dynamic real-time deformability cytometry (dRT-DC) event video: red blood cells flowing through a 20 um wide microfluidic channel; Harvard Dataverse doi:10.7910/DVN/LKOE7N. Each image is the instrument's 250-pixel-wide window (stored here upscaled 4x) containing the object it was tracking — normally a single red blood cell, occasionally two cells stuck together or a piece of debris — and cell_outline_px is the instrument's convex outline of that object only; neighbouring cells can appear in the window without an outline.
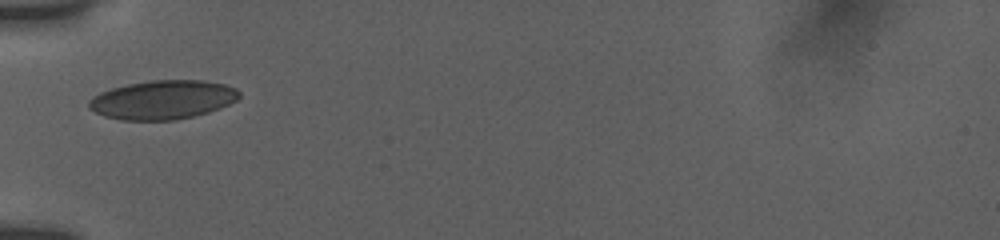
{"species": "human", "species_latin": "Homo sapiens", "temperature_condition": "room temperature", "stored_images_in_passage": 35, "camera_frame_rate_fps": 3000, "um_per_image_px": 0.085, "donor": {"sex": "female"}, "frame": {"image": 1, "passage_image": 1, "time_ms": 0.0, "image_size_px": [1000, 240], "cell_outline_px": [[240, 96], [236, 100], [220, 108], [208, 112], [176, 120], [120, 120], [104, 116], [88, 108], [88, 100], [92, 96], [100, 92], [112, 88], [128, 84], [152, 80], [204, 80], [224, 84], [236, 88], [240, 92]], "centroid_in_image_um": [13.81, 8.48], "position_along_channel_um": 71.2, "area_um2": 34.16}}
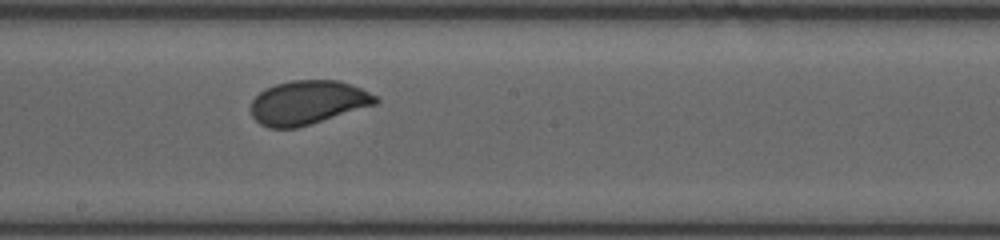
{"frame": {"image": 2, "passage_image": 14, "time_ms": 4.0, "image_size_px": [1000, 240], "cell_outline_px": [[380, 100], [376, 104], [296, 128], [268, 128], [260, 124], [252, 116], [252, 100], [264, 88], [276, 84], [292, 80], [340, 80], [352, 84], [376, 96]], "centroid_in_image_um": [26.15, 8.7], "position_along_channel_um": 222.1, "area_um2": 31.73}}
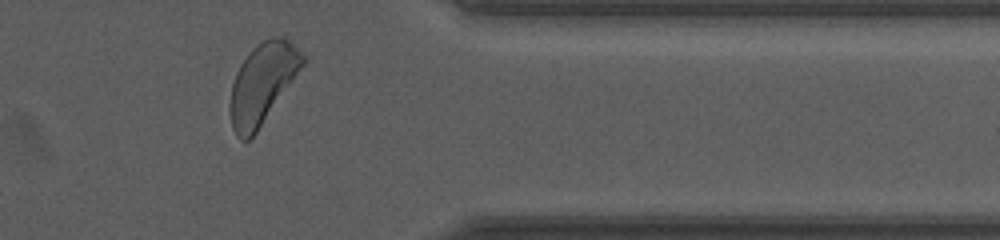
{"frame": {"image": 3, "passage_image": 30, "time_ms": 8.667, "image_size_px": [1000, 240], "cell_outline_px": [[308, 60], [256, 132], [248, 140], [240, 140], [236, 136], [232, 128], [228, 112], [228, 104], [232, 84], [236, 72], [240, 64], [248, 52], [256, 44], [272, 36], [280, 36], [288, 40], [308, 56]], "centroid_in_image_um": [22.3, 7.07], "position_along_channel_um": 389.1, "area_um2": 34.39}, "authors_computed_cell_mechanics": {"area_um2": 32.1946, "velocity_mm_per_s": 3.7834, "shape_relaxation_time_tau1_ms": 2.1592, "shape_relaxation_time_tau2_ms": null, "deformation_change_tau1": 0.0973, "deformation_change_tau2": null}}